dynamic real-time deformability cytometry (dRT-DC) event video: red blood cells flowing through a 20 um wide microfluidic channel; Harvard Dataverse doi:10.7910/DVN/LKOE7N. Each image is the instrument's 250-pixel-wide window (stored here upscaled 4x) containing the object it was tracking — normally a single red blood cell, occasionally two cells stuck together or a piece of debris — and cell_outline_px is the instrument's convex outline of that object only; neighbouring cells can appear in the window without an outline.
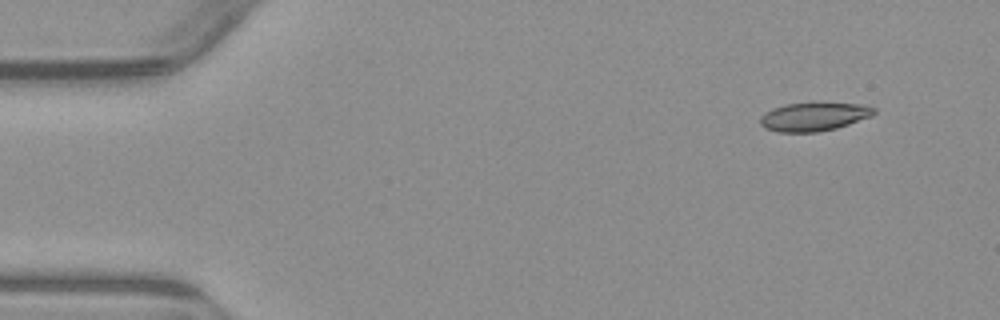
{"species": "common noctule bat (a hibernating species)", "species_latin": "Nyctalus noctula", "temperature_condition": "warm", "stored_images_in_passage": 3, "camera_frame_rate_fps": 3000, "um_per_image_px": 0.085, "animal": {"sex": "male", "body_mass_g": 23.1, "forearm_length_mm": 52.7}, "frame": {"image": 1, "passage_image": 1, "time_ms": 0.0, "image_size_px": [1000, 320], "cell_outline_px": [[876, 112], [872, 116], [836, 128], [816, 132], [776, 132], [764, 128], [760, 124], [760, 116], [764, 112], [772, 108], [784, 104], [860, 104], [876, 108]], "centroid_in_image_um": [69.13, 9.94], "position_along_channel_um": 15.9, "area_um2": 18.67}}
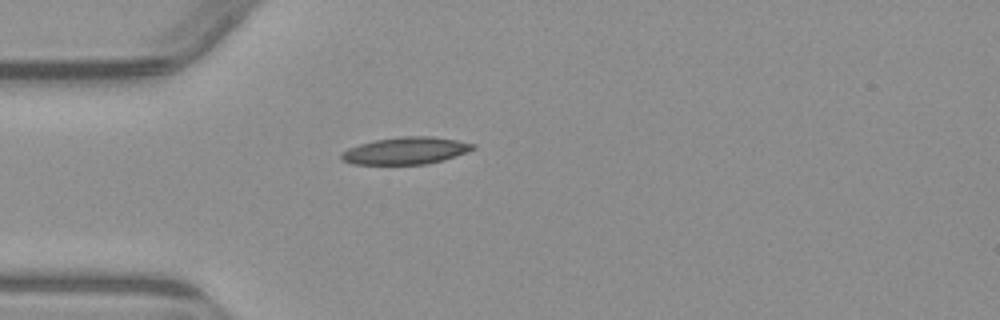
{"frame": {"image": 2, "passage_image": 3, "time_ms": 3.333, "image_size_px": [1000, 320], "cell_outline_px": [[476, 148], [444, 160], [424, 164], [352, 164], [344, 160], [340, 156], [340, 152], [348, 148], [360, 144], [376, 140], [404, 136], [432, 136], [456, 140], [476, 144]], "centroid_in_image_um": [34.49, 12.81], "position_along_channel_um": 50.5, "area_um2": 20.63}}